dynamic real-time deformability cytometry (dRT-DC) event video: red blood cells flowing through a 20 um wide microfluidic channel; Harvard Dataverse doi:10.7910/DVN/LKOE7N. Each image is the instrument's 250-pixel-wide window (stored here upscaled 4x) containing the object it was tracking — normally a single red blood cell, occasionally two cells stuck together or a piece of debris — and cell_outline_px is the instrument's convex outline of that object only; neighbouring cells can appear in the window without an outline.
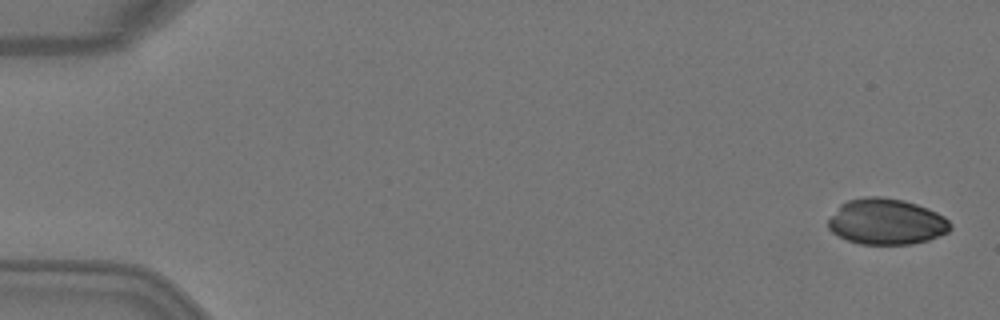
{"species": "Egyptian fruit bat (a non-hibernating species)", "species_latin": "Rousettus aegyptiacus", "temperature_condition": "warm", "stored_images_in_passage": 6, "segment_of_instrument_passage": [1, 2], "camera_frame_rate_fps": 3000, "um_per_image_px": 0.085, "animal": {"sex": "female"}, "frame": {"image": 1, "passage_image": 1, "time_ms": 0.0, "image_size_px": [1000, 320], "cell_outline_px": [[952, 228], [948, 232], [928, 240], [912, 244], [860, 244], [848, 240], [832, 232], [828, 228], [828, 220], [840, 204], [848, 200], [868, 196], [880, 196], [904, 200], [928, 208], [944, 216], [952, 224]], "centroid_in_image_um": [75.36, 18.84], "position_along_channel_um": 9.6, "area_um2": 32.71}}